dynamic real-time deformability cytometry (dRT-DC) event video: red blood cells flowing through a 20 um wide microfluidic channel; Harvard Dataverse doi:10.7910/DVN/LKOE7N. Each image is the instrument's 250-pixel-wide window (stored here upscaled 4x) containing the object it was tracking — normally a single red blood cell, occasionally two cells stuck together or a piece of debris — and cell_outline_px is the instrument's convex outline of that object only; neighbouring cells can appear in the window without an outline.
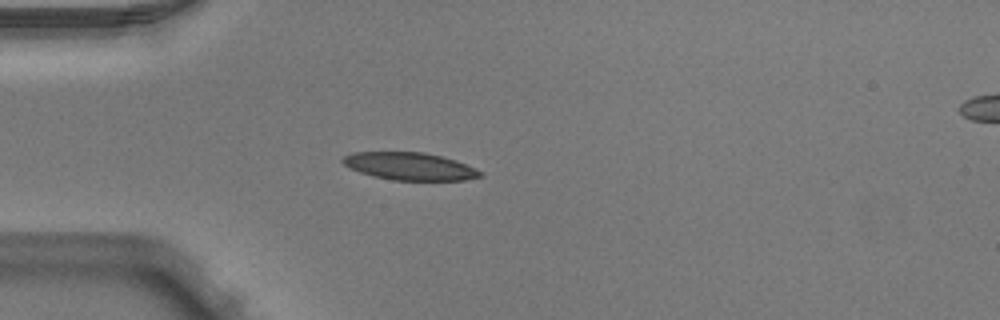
{"species": "Egyptian fruit bat (a non-hibernating species)", "species_latin": "Rousettus aegyptiacus", "temperature_condition": "warm", "stored_images_in_passage": 47, "camera_frame_rate_fps": 3000, "um_per_image_px": 0.085, "animal": {"sex": "male"}, "frame": {"image": 1, "passage_image": 11, "time_ms": 3.333, "image_size_px": [1000, 320], "cell_outline_px": [[484, 176], [464, 180], [392, 180], [372, 176], [360, 172], [344, 164], [340, 160], [344, 156], [352, 152], [424, 152], [444, 156], [456, 160], [484, 172]], "centroid_in_image_um": [34.86, 14.13], "position_along_channel_um": 50.1, "area_um2": 22.2}}
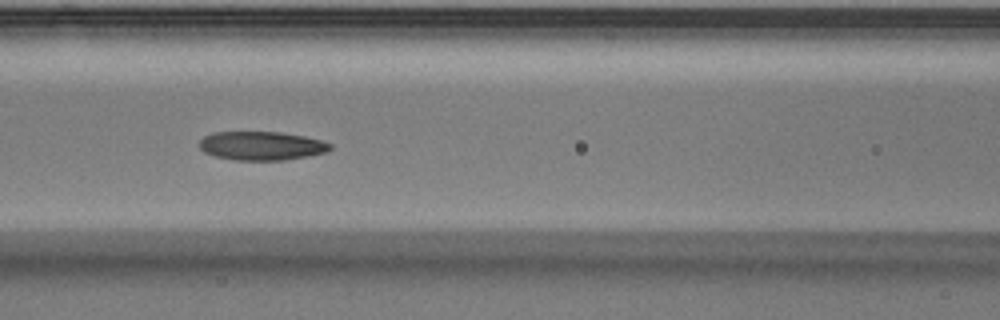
{"frame": {"image": 2, "passage_image": 19, "time_ms": 6.0, "image_size_px": [1000, 320], "cell_outline_px": [[332, 148], [324, 152], [308, 156], [284, 160], [236, 160], [216, 156], [204, 152], [200, 148], [200, 140], [204, 136], [212, 132], [280, 132], [304, 136], [320, 140], [332, 144]], "centroid_in_image_um": [22.22, 12.39], "position_along_channel_um": 144.4, "area_um2": 21.79}}
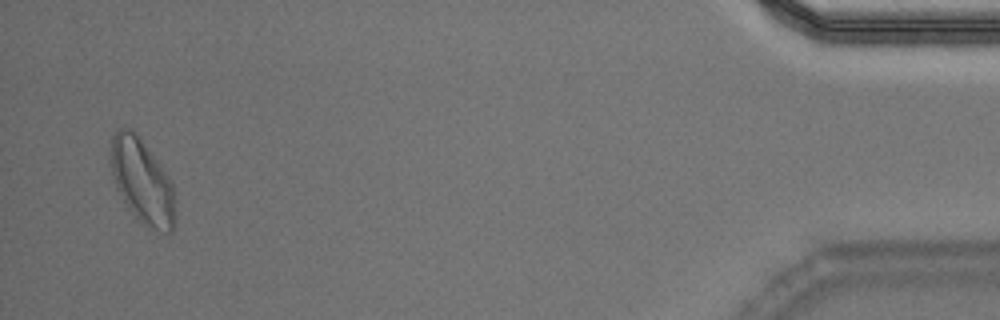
{"frame": {"image": 3, "passage_image": 46, "time_ms": 15.0, "image_size_px": [1000, 320], "cell_outline_px": [[176, 216], [172, 232], [168, 232], [152, 228], [136, 216], [128, 208], [116, 188], [112, 176], [112, 136], [116, 128], [132, 128], [168, 176], [172, 184]], "centroid_in_image_um": [12.08, 15.4], "position_along_channel_um": 423.1, "area_um2": 30.98}, "authors_computed_cell_mechanics": {"area_um2": 22.4264, "velocity_mm_per_s": 3.9796, "shape_relaxation_time_tau1_ms": null, "shape_relaxation_time_tau2_ms": 6.3308, "deformation_change_tau1": null, "deformation_change_tau2": 0.137}}